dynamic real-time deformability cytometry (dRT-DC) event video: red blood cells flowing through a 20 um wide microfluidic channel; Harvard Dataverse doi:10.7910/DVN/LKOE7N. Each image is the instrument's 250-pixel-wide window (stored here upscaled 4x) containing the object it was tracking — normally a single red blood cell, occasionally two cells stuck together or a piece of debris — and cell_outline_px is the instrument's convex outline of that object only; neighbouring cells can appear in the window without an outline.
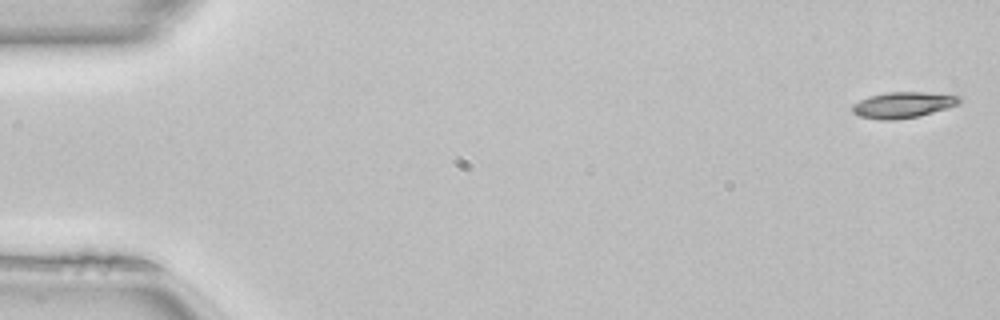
{"species": "common noctule bat (a hibernating species)", "species_latin": "Nyctalus noctula", "temperature_condition": "room temperature", "stored_images_in_passage": 50, "camera_frame_rate_fps": 3000, "um_per_image_px": 0.085, "animal": {"sex": "female", "body_mass_g": 22.7, "forearm_length_mm": 54.2}, "frame": {"image": 1, "passage_image": 1, "time_ms": 0.0, "image_size_px": [1000, 320], "cell_outline_px": [[964, 100], [960, 104], [920, 116], [896, 120], [884, 120], [860, 116], [852, 112], [852, 104], [868, 96], [888, 92], [924, 92], [960, 96]], "centroid_in_image_um": [76.78, 8.91], "position_along_channel_um": 8.2, "area_um2": 16.3}}
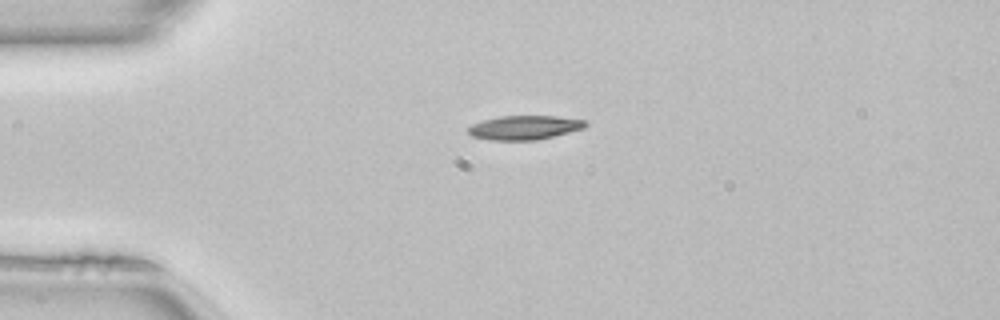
{"frame": {"image": 2, "passage_image": 12, "time_ms": 3.667, "image_size_px": [1000, 320], "cell_outline_px": [[588, 124], [584, 128], [536, 140], [488, 140], [472, 136], [468, 132], [468, 128], [472, 124], [484, 120], [500, 116], [556, 116], [588, 120]], "centroid_in_image_um": [44.59, 10.84], "position_along_channel_um": 40.4, "area_um2": 16.42}}
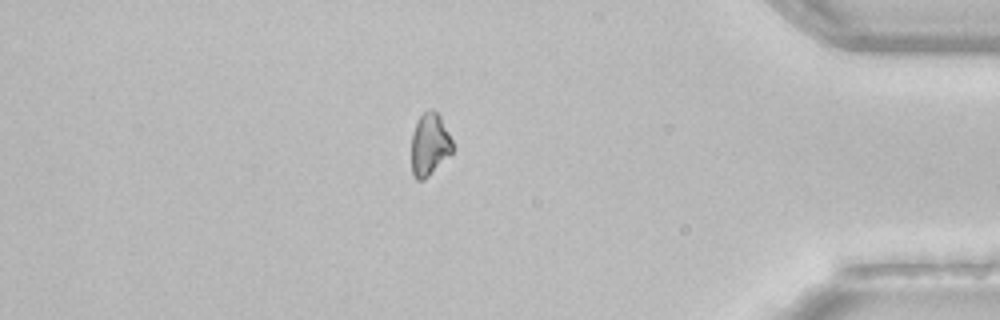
{"frame": {"image": 3, "passage_image": 43, "time_ms": 14.0, "image_size_px": [1000, 320], "cell_outline_px": [[456, 148], [424, 180], [416, 180], [412, 172], [412, 136], [416, 120], [424, 112], [432, 108], [440, 116]], "centroid_in_image_um": [36.52, 12.27], "position_along_channel_um": 398.7, "area_um2": 14.91}, "authors_computed_cell_mechanics": {"area_um2": 16.3574, "velocity_mm_per_s": 4.1069, "shape_relaxation_time_tau1_ms": 2.9261, "shape_relaxation_time_tau2_ms": null, "deformation_change_tau1": 0.1208, "deformation_change_tau2": null}}